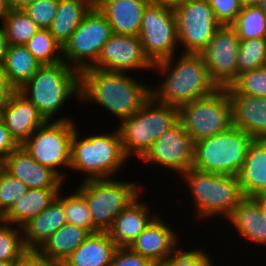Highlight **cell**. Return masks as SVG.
I'll list each match as a JSON object with an SVG mask.
<instances>
[{"instance_id": "f6af8a7d", "label": "cell", "mask_w": 266, "mask_h": 266, "mask_svg": "<svg viewBox=\"0 0 266 266\" xmlns=\"http://www.w3.org/2000/svg\"><path fill=\"white\" fill-rule=\"evenodd\" d=\"M16 89L9 83L3 64L0 63V106L4 104Z\"/></svg>"}, {"instance_id": "d4e9b609", "label": "cell", "mask_w": 266, "mask_h": 266, "mask_svg": "<svg viewBox=\"0 0 266 266\" xmlns=\"http://www.w3.org/2000/svg\"><path fill=\"white\" fill-rule=\"evenodd\" d=\"M117 248L108 232L92 233L61 266H109Z\"/></svg>"}, {"instance_id": "7a4b0ae2", "label": "cell", "mask_w": 266, "mask_h": 266, "mask_svg": "<svg viewBox=\"0 0 266 266\" xmlns=\"http://www.w3.org/2000/svg\"><path fill=\"white\" fill-rule=\"evenodd\" d=\"M174 57L153 65V70L156 69L163 76L166 74L159 88H151V96L156 101L179 108L185 103L208 97L219 89L210 79L199 54L181 53L177 61Z\"/></svg>"}, {"instance_id": "ba28073f", "label": "cell", "mask_w": 266, "mask_h": 266, "mask_svg": "<svg viewBox=\"0 0 266 266\" xmlns=\"http://www.w3.org/2000/svg\"><path fill=\"white\" fill-rule=\"evenodd\" d=\"M77 191L84 197L94 223V233L107 232L114 219L142 192L138 183L113 179L81 182Z\"/></svg>"}, {"instance_id": "f907efd6", "label": "cell", "mask_w": 266, "mask_h": 266, "mask_svg": "<svg viewBox=\"0 0 266 266\" xmlns=\"http://www.w3.org/2000/svg\"><path fill=\"white\" fill-rule=\"evenodd\" d=\"M261 0H240L242 7L258 6Z\"/></svg>"}, {"instance_id": "52a82bcc", "label": "cell", "mask_w": 266, "mask_h": 266, "mask_svg": "<svg viewBox=\"0 0 266 266\" xmlns=\"http://www.w3.org/2000/svg\"><path fill=\"white\" fill-rule=\"evenodd\" d=\"M255 139L237 127L194 143L193 168L238 176Z\"/></svg>"}, {"instance_id": "f35d334b", "label": "cell", "mask_w": 266, "mask_h": 266, "mask_svg": "<svg viewBox=\"0 0 266 266\" xmlns=\"http://www.w3.org/2000/svg\"><path fill=\"white\" fill-rule=\"evenodd\" d=\"M59 0H36L23 10L39 28L48 29L55 17Z\"/></svg>"}, {"instance_id": "8d00e7d4", "label": "cell", "mask_w": 266, "mask_h": 266, "mask_svg": "<svg viewBox=\"0 0 266 266\" xmlns=\"http://www.w3.org/2000/svg\"><path fill=\"white\" fill-rule=\"evenodd\" d=\"M64 196V214L69 224L87 229L94 233V223L84 197L77 191Z\"/></svg>"}, {"instance_id": "7402d4cb", "label": "cell", "mask_w": 266, "mask_h": 266, "mask_svg": "<svg viewBox=\"0 0 266 266\" xmlns=\"http://www.w3.org/2000/svg\"><path fill=\"white\" fill-rule=\"evenodd\" d=\"M66 223L64 196L59 192L57 198L47 208L22 226L26 248L39 249Z\"/></svg>"}, {"instance_id": "60d3db41", "label": "cell", "mask_w": 266, "mask_h": 266, "mask_svg": "<svg viewBox=\"0 0 266 266\" xmlns=\"http://www.w3.org/2000/svg\"><path fill=\"white\" fill-rule=\"evenodd\" d=\"M216 19L222 25H230L242 11L240 0H207Z\"/></svg>"}, {"instance_id": "5bb4252c", "label": "cell", "mask_w": 266, "mask_h": 266, "mask_svg": "<svg viewBox=\"0 0 266 266\" xmlns=\"http://www.w3.org/2000/svg\"><path fill=\"white\" fill-rule=\"evenodd\" d=\"M240 39L230 25H221L199 54L210 79L218 88H228L237 79V55Z\"/></svg>"}, {"instance_id": "5b68a950", "label": "cell", "mask_w": 266, "mask_h": 266, "mask_svg": "<svg viewBox=\"0 0 266 266\" xmlns=\"http://www.w3.org/2000/svg\"><path fill=\"white\" fill-rule=\"evenodd\" d=\"M181 176L190 189L196 216L201 219L219 214L227 218L246 198L237 176L202 172L193 167Z\"/></svg>"}, {"instance_id": "ffe728a7", "label": "cell", "mask_w": 266, "mask_h": 266, "mask_svg": "<svg viewBox=\"0 0 266 266\" xmlns=\"http://www.w3.org/2000/svg\"><path fill=\"white\" fill-rule=\"evenodd\" d=\"M151 0H94L115 34L139 36L145 7Z\"/></svg>"}, {"instance_id": "d6a6232c", "label": "cell", "mask_w": 266, "mask_h": 266, "mask_svg": "<svg viewBox=\"0 0 266 266\" xmlns=\"http://www.w3.org/2000/svg\"><path fill=\"white\" fill-rule=\"evenodd\" d=\"M2 25L9 45H25L39 29L24 10L15 9H11Z\"/></svg>"}, {"instance_id": "4316f807", "label": "cell", "mask_w": 266, "mask_h": 266, "mask_svg": "<svg viewBox=\"0 0 266 266\" xmlns=\"http://www.w3.org/2000/svg\"><path fill=\"white\" fill-rule=\"evenodd\" d=\"M60 191L61 189H28L1 220L16 227H22L47 208L57 198Z\"/></svg>"}, {"instance_id": "30bf717a", "label": "cell", "mask_w": 266, "mask_h": 266, "mask_svg": "<svg viewBox=\"0 0 266 266\" xmlns=\"http://www.w3.org/2000/svg\"><path fill=\"white\" fill-rule=\"evenodd\" d=\"M70 117L47 121L40 126L22 146L41 165L50 168L63 181L59 167H69L71 159V140L76 126Z\"/></svg>"}, {"instance_id": "8992f818", "label": "cell", "mask_w": 266, "mask_h": 266, "mask_svg": "<svg viewBox=\"0 0 266 266\" xmlns=\"http://www.w3.org/2000/svg\"><path fill=\"white\" fill-rule=\"evenodd\" d=\"M178 121V107L160 103L151 96L137 113L121 121L118 131L125 156L134 154L140 160Z\"/></svg>"}, {"instance_id": "2e32d148", "label": "cell", "mask_w": 266, "mask_h": 266, "mask_svg": "<svg viewBox=\"0 0 266 266\" xmlns=\"http://www.w3.org/2000/svg\"><path fill=\"white\" fill-rule=\"evenodd\" d=\"M92 68L109 72L149 71L153 69V64L145 56L139 36L113 33Z\"/></svg>"}, {"instance_id": "4fadbf2b", "label": "cell", "mask_w": 266, "mask_h": 266, "mask_svg": "<svg viewBox=\"0 0 266 266\" xmlns=\"http://www.w3.org/2000/svg\"><path fill=\"white\" fill-rule=\"evenodd\" d=\"M183 54H200L221 27L207 0H190L173 7Z\"/></svg>"}, {"instance_id": "1f68e13d", "label": "cell", "mask_w": 266, "mask_h": 266, "mask_svg": "<svg viewBox=\"0 0 266 266\" xmlns=\"http://www.w3.org/2000/svg\"><path fill=\"white\" fill-rule=\"evenodd\" d=\"M230 26L240 40L266 38V13L259 6L243 7Z\"/></svg>"}, {"instance_id": "816d5d0a", "label": "cell", "mask_w": 266, "mask_h": 266, "mask_svg": "<svg viewBox=\"0 0 266 266\" xmlns=\"http://www.w3.org/2000/svg\"><path fill=\"white\" fill-rule=\"evenodd\" d=\"M161 1L165 2L170 7H174L180 3H183L185 1H190V0H161Z\"/></svg>"}, {"instance_id": "9c48e42d", "label": "cell", "mask_w": 266, "mask_h": 266, "mask_svg": "<svg viewBox=\"0 0 266 266\" xmlns=\"http://www.w3.org/2000/svg\"><path fill=\"white\" fill-rule=\"evenodd\" d=\"M179 121L193 143L229 130L233 126L232 105L227 88L179 107Z\"/></svg>"}, {"instance_id": "603a6c76", "label": "cell", "mask_w": 266, "mask_h": 266, "mask_svg": "<svg viewBox=\"0 0 266 266\" xmlns=\"http://www.w3.org/2000/svg\"><path fill=\"white\" fill-rule=\"evenodd\" d=\"M139 195L115 219L107 231L118 247H129L156 217L150 216L147 204L140 202Z\"/></svg>"}, {"instance_id": "b9f144b4", "label": "cell", "mask_w": 266, "mask_h": 266, "mask_svg": "<svg viewBox=\"0 0 266 266\" xmlns=\"http://www.w3.org/2000/svg\"><path fill=\"white\" fill-rule=\"evenodd\" d=\"M109 266H157L151 260L133 252L129 247H118Z\"/></svg>"}, {"instance_id": "8fae6325", "label": "cell", "mask_w": 266, "mask_h": 266, "mask_svg": "<svg viewBox=\"0 0 266 266\" xmlns=\"http://www.w3.org/2000/svg\"><path fill=\"white\" fill-rule=\"evenodd\" d=\"M139 38L153 65L175 56L179 41L173 7L161 0H151L143 12Z\"/></svg>"}, {"instance_id": "7c38bea8", "label": "cell", "mask_w": 266, "mask_h": 266, "mask_svg": "<svg viewBox=\"0 0 266 266\" xmlns=\"http://www.w3.org/2000/svg\"><path fill=\"white\" fill-rule=\"evenodd\" d=\"M112 27L94 6L63 46V61L79 72L92 67L112 36Z\"/></svg>"}, {"instance_id": "74e56055", "label": "cell", "mask_w": 266, "mask_h": 266, "mask_svg": "<svg viewBox=\"0 0 266 266\" xmlns=\"http://www.w3.org/2000/svg\"><path fill=\"white\" fill-rule=\"evenodd\" d=\"M28 190L26 184L9 174L4 168L0 171V219L12 205Z\"/></svg>"}, {"instance_id": "e0dca14e", "label": "cell", "mask_w": 266, "mask_h": 266, "mask_svg": "<svg viewBox=\"0 0 266 266\" xmlns=\"http://www.w3.org/2000/svg\"><path fill=\"white\" fill-rule=\"evenodd\" d=\"M0 117L19 146L47 122L35 105L17 90L0 106Z\"/></svg>"}, {"instance_id": "ac0fdd59", "label": "cell", "mask_w": 266, "mask_h": 266, "mask_svg": "<svg viewBox=\"0 0 266 266\" xmlns=\"http://www.w3.org/2000/svg\"><path fill=\"white\" fill-rule=\"evenodd\" d=\"M178 236L165 221L156 215L146 229L133 241L129 248L155 265H161L180 248Z\"/></svg>"}, {"instance_id": "484cf974", "label": "cell", "mask_w": 266, "mask_h": 266, "mask_svg": "<svg viewBox=\"0 0 266 266\" xmlns=\"http://www.w3.org/2000/svg\"><path fill=\"white\" fill-rule=\"evenodd\" d=\"M241 237L266 244V216L252 198H245L226 218Z\"/></svg>"}, {"instance_id": "3957f363", "label": "cell", "mask_w": 266, "mask_h": 266, "mask_svg": "<svg viewBox=\"0 0 266 266\" xmlns=\"http://www.w3.org/2000/svg\"><path fill=\"white\" fill-rule=\"evenodd\" d=\"M17 91L35 105L47 121L72 95L79 98L80 72L64 61L42 65Z\"/></svg>"}, {"instance_id": "e575fe53", "label": "cell", "mask_w": 266, "mask_h": 266, "mask_svg": "<svg viewBox=\"0 0 266 266\" xmlns=\"http://www.w3.org/2000/svg\"><path fill=\"white\" fill-rule=\"evenodd\" d=\"M26 250L22 227L14 228L0 219V261L13 264Z\"/></svg>"}, {"instance_id": "d590c367", "label": "cell", "mask_w": 266, "mask_h": 266, "mask_svg": "<svg viewBox=\"0 0 266 266\" xmlns=\"http://www.w3.org/2000/svg\"><path fill=\"white\" fill-rule=\"evenodd\" d=\"M227 90L228 94L266 97V66L239 74Z\"/></svg>"}, {"instance_id": "cb8c5ba5", "label": "cell", "mask_w": 266, "mask_h": 266, "mask_svg": "<svg viewBox=\"0 0 266 266\" xmlns=\"http://www.w3.org/2000/svg\"><path fill=\"white\" fill-rule=\"evenodd\" d=\"M246 198L266 194V139H255L237 176Z\"/></svg>"}, {"instance_id": "836d02e7", "label": "cell", "mask_w": 266, "mask_h": 266, "mask_svg": "<svg viewBox=\"0 0 266 266\" xmlns=\"http://www.w3.org/2000/svg\"><path fill=\"white\" fill-rule=\"evenodd\" d=\"M236 66L237 78L243 72L266 66V38L240 40Z\"/></svg>"}, {"instance_id": "9a60e30c", "label": "cell", "mask_w": 266, "mask_h": 266, "mask_svg": "<svg viewBox=\"0 0 266 266\" xmlns=\"http://www.w3.org/2000/svg\"><path fill=\"white\" fill-rule=\"evenodd\" d=\"M193 152L194 143L191 136L178 121L156 140L141 160L143 163L165 166L181 177L193 167Z\"/></svg>"}, {"instance_id": "7bdbcfd3", "label": "cell", "mask_w": 266, "mask_h": 266, "mask_svg": "<svg viewBox=\"0 0 266 266\" xmlns=\"http://www.w3.org/2000/svg\"><path fill=\"white\" fill-rule=\"evenodd\" d=\"M11 266H61L49 260L38 249H27Z\"/></svg>"}, {"instance_id": "bcb514c9", "label": "cell", "mask_w": 266, "mask_h": 266, "mask_svg": "<svg viewBox=\"0 0 266 266\" xmlns=\"http://www.w3.org/2000/svg\"><path fill=\"white\" fill-rule=\"evenodd\" d=\"M8 41L3 26L0 27V63H3L8 49Z\"/></svg>"}, {"instance_id": "6da1fadb", "label": "cell", "mask_w": 266, "mask_h": 266, "mask_svg": "<svg viewBox=\"0 0 266 266\" xmlns=\"http://www.w3.org/2000/svg\"><path fill=\"white\" fill-rule=\"evenodd\" d=\"M151 88L127 72H109L92 67L80 71L79 99L101 105L120 122L142 108L151 97Z\"/></svg>"}, {"instance_id": "ee69618b", "label": "cell", "mask_w": 266, "mask_h": 266, "mask_svg": "<svg viewBox=\"0 0 266 266\" xmlns=\"http://www.w3.org/2000/svg\"><path fill=\"white\" fill-rule=\"evenodd\" d=\"M18 146L0 117V160L3 161Z\"/></svg>"}, {"instance_id": "db71d44e", "label": "cell", "mask_w": 266, "mask_h": 266, "mask_svg": "<svg viewBox=\"0 0 266 266\" xmlns=\"http://www.w3.org/2000/svg\"><path fill=\"white\" fill-rule=\"evenodd\" d=\"M12 264L6 262V261H0V266H11Z\"/></svg>"}, {"instance_id": "f5cc1de1", "label": "cell", "mask_w": 266, "mask_h": 266, "mask_svg": "<svg viewBox=\"0 0 266 266\" xmlns=\"http://www.w3.org/2000/svg\"><path fill=\"white\" fill-rule=\"evenodd\" d=\"M258 6L266 13V0H261Z\"/></svg>"}, {"instance_id": "681fc988", "label": "cell", "mask_w": 266, "mask_h": 266, "mask_svg": "<svg viewBox=\"0 0 266 266\" xmlns=\"http://www.w3.org/2000/svg\"><path fill=\"white\" fill-rule=\"evenodd\" d=\"M260 207V210L266 216V194H261L252 198Z\"/></svg>"}, {"instance_id": "44dd1931", "label": "cell", "mask_w": 266, "mask_h": 266, "mask_svg": "<svg viewBox=\"0 0 266 266\" xmlns=\"http://www.w3.org/2000/svg\"><path fill=\"white\" fill-rule=\"evenodd\" d=\"M232 105L233 127L254 139H266V97L229 94Z\"/></svg>"}, {"instance_id": "f1b7e54d", "label": "cell", "mask_w": 266, "mask_h": 266, "mask_svg": "<svg viewBox=\"0 0 266 266\" xmlns=\"http://www.w3.org/2000/svg\"><path fill=\"white\" fill-rule=\"evenodd\" d=\"M90 234L87 229L66 223L38 250L49 260L62 264Z\"/></svg>"}, {"instance_id": "83f0119b", "label": "cell", "mask_w": 266, "mask_h": 266, "mask_svg": "<svg viewBox=\"0 0 266 266\" xmlns=\"http://www.w3.org/2000/svg\"><path fill=\"white\" fill-rule=\"evenodd\" d=\"M94 6V0H59L48 29L62 47Z\"/></svg>"}, {"instance_id": "d6986e66", "label": "cell", "mask_w": 266, "mask_h": 266, "mask_svg": "<svg viewBox=\"0 0 266 266\" xmlns=\"http://www.w3.org/2000/svg\"><path fill=\"white\" fill-rule=\"evenodd\" d=\"M3 168L28 189H61L65 182L50 168L38 163L22 145L3 160Z\"/></svg>"}, {"instance_id": "277c9868", "label": "cell", "mask_w": 266, "mask_h": 266, "mask_svg": "<svg viewBox=\"0 0 266 266\" xmlns=\"http://www.w3.org/2000/svg\"><path fill=\"white\" fill-rule=\"evenodd\" d=\"M112 132L82 139L77 128L74 131L71 140L70 169L85 173L84 181L113 178L128 161L118 129Z\"/></svg>"}, {"instance_id": "11a10c76", "label": "cell", "mask_w": 266, "mask_h": 266, "mask_svg": "<svg viewBox=\"0 0 266 266\" xmlns=\"http://www.w3.org/2000/svg\"><path fill=\"white\" fill-rule=\"evenodd\" d=\"M2 168H3V161L0 160V171H1Z\"/></svg>"}, {"instance_id": "c3c4849f", "label": "cell", "mask_w": 266, "mask_h": 266, "mask_svg": "<svg viewBox=\"0 0 266 266\" xmlns=\"http://www.w3.org/2000/svg\"><path fill=\"white\" fill-rule=\"evenodd\" d=\"M11 11L8 0H0V22L5 21Z\"/></svg>"}, {"instance_id": "4dcf8cb0", "label": "cell", "mask_w": 266, "mask_h": 266, "mask_svg": "<svg viewBox=\"0 0 266 266\" xmlns=\"http://www.w3.org/2000/svg\"><path fill=\"white\" fill-rule=\"evenodd\" d=\"M25 45L42 65L63 62V47L49 29L39 28Z\"/></svg>"}, {"instance_id": "7dc6e473", "label": "cell", "mask_w": 266, "mask_h": 266, "mask_svg": "<svg viewBox=\"0 0 266 266\" xmlns=\"http://www.w3.org/2000/svg\"><path fill=\"white\" fill-rule=\"evenodd\" d=\"M36 0H8L10 8L15 10H23Z\"/></svg>"}, {"instance_id": "f546056e", "label": "cell", "mask_w": 266, "mask_h": 266, "mask_svg": "<svg viewBox=\"0 0 266 266\" xmlns=\"http://www.w3.org/2000/svg\"><path fill=\"white\" fill-rule=\"evenodd\" d=\"M9 83L17 90L42 66L26 45H9L3 60Z\"/></svg>"}, {"instance_id": "ab89813d", "label": "cell", "mask_w": 266, "mask_h": 266, "mask_svg": "<svg viewBox=\"0 0 266 266\" xmlns=\"http://www.w3.org/2000/svg\"><path fill=\"white\" fill-rule=\"evenodd\" d=\"M212 258L201 249L190 251L179 248L174 255L160 266H213Z\"/></svg>"}]
</instances>
